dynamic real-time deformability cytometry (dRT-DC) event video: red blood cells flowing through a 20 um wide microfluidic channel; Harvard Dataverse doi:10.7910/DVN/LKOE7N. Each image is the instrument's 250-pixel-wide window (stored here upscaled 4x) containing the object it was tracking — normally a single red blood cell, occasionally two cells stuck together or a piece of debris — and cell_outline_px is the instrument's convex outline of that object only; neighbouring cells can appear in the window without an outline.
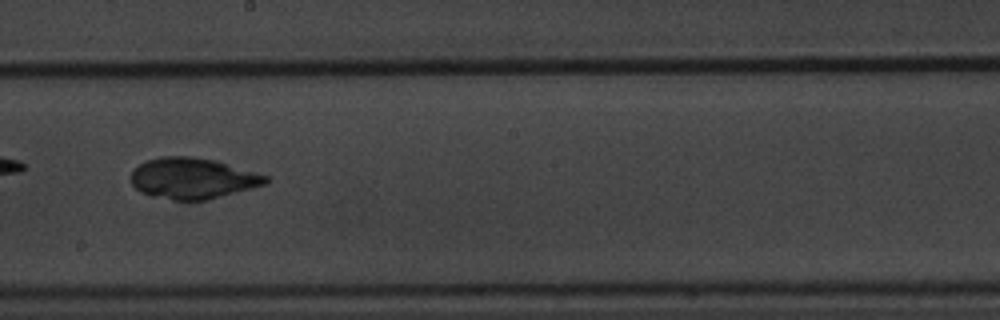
{"species": "common noctule bat (a hibernating species)", "species_latin": "Nyctalus noctula", "temperature_condition": "warm", "stored_images_in_passage": 46, "camera_frame_rate_fps": 3000, "um_per_image_px": 0.085, "animal": {"sex": "male", "body_mass_g": 20.1, "forearm_length_mm": 53.5}, "frame": {"image": 1, "passage_image": 20, "time_ms": 6.333, "image_size_px": [1000, 320], "cell_outline_px": [[272, 180], [264, 184], [252, 188], [208, 200], [172, 200], [152, 196], [140, 192], [132, 184], [132, 172], [140, 164], [148, 160], [160, 156], [192, 156], [216, 160], [268, 176]], "centroid_in_image_um": [16.39, 15.16], "position_along_channel_um": 231.8, "area_um2": 32.14}}